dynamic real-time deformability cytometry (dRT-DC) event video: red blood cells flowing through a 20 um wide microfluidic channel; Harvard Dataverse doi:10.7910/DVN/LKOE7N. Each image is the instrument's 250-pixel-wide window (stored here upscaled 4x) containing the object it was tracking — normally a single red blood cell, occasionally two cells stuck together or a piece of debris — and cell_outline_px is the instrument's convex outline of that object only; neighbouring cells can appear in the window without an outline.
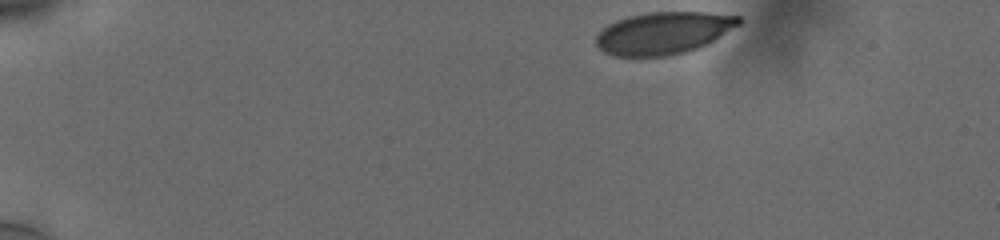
{"species": "human", "species_latin": "Homo sapiens", "temperature_condition": "cold", "stored_images_in_passage": 11, "camera_frame_rate_fps": 3000, "um_per_image_px": 0.085, "donor": {"sex": "male"}, "frame": {"image": 1, "passage_image": 1, "time_ms": 0.0, "image_size_px": [1000, 240], "cell_outline_px": [[740, 24], [712, 40], [696, 48], [684, 52], [664, 56], [616, 56], [604, 52], [596, 44], [596, 36], [608, 24], [616, 20], [628, 16], [648, 12], [708, 12], [740, 16]], "centroid_in_image_um": [56.36, 2.79], "position_along_channel_um": 28.6, "area_um2": 34.68}}
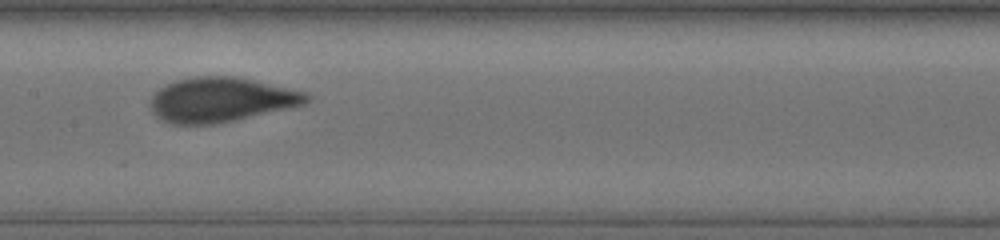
{"frame": {"image": 2, "passage_image": 8, "time_ms": 2.333, "image_size_px": [1000, 240], "cell_outline_px": [[308, 100], [304, 104], [236, 120], [216, 124], [172, 124], [160, 120], [152, 112], [152, 96], [160, 88], [176, 80], [196, 76], [232, 76], [252, 80], [304, 92], [308, 96]], "centroid_in_image_um": [18.73, 8.49], "position_along_channel_um": 188.7, "area_um2": 39.94}}
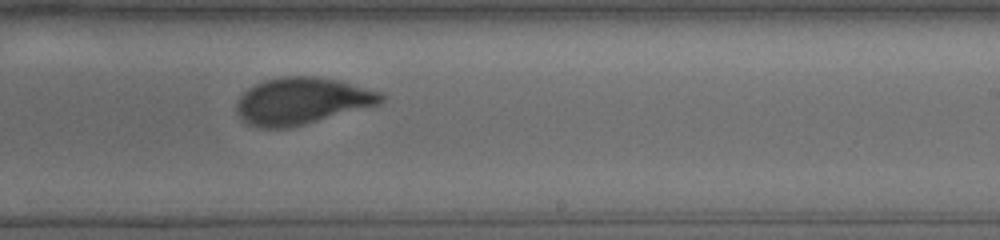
{"frame": {"image": 3, "passage_image": 10, "time_ms": 3.0, "image_size_px": [1000, 240], "cell_outline_px": [[384, 100], [380, 104], [304, 124], [288, 128], [260, 128], [248, 124], [240, 116], [236, 108], [236, 104], [240, 96], [248, 88], [264, 80], [280, 76], [316, 76], [340, 80], [384, 92]], "centroid_in_image_um": [25.69, 8.56], "position_along_channel_um": 263.3, "area_um2": 39.54}}